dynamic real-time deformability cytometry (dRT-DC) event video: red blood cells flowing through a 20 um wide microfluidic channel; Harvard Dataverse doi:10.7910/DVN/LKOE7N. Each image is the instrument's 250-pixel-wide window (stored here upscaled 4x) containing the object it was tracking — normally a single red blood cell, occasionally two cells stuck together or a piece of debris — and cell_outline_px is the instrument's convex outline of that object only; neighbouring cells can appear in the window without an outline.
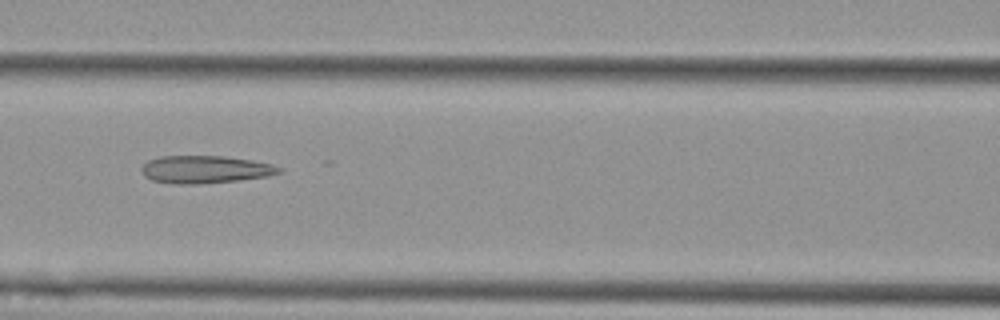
{"species": "Egyptian fruit bat (a non-hibernating species)", "species_latin": "Rousettus aegyptiacus", "temperature_condition": "cold", "stored_images_in_passage": 6, "camera_frame_rate_fps": 3000, "um_per_image_px": 0.085, "animal": {"sex": "female"}, "frame": {"image": 1, "passage_image": 4, "time_ms": 4.333, "image_size_px": [1000, 320], "cell_outline_px": [[284, 172], [268, 176], [236, 180], [196, 184], [172, 184], [152, 180], [144, 176], [140, 168], [148, 160], [160, 156], [224, 156], [252, 160], [272, 164], [284, 168]], "centroid_in_image_um": [17.45, 14.4], "position_along_channel_um": 149.1, "area_um2": 22.25}}
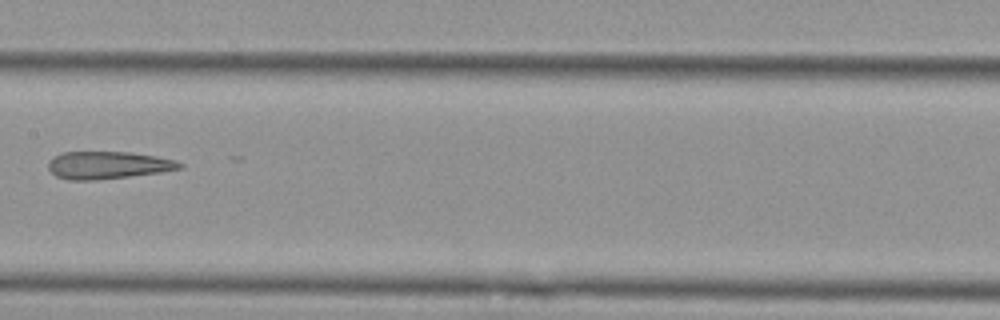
{"frame": {"image": 2, "passage_image": 5, "time_ms": 5.667, "image_size_px": [1000, 320], "cell_outline_px": [[184, 168], [160, 172], [96, 180], [68, 180], [56, 176], [48, 168], [48, 160], [52, 156], [64, 152], [128, 152], [156, 156], [176, 160], [184, 164]], "centroid_in_image_um": [9.16, 14.03], "position_along_channel_um": 198.2, "area_um2": 21.1}}
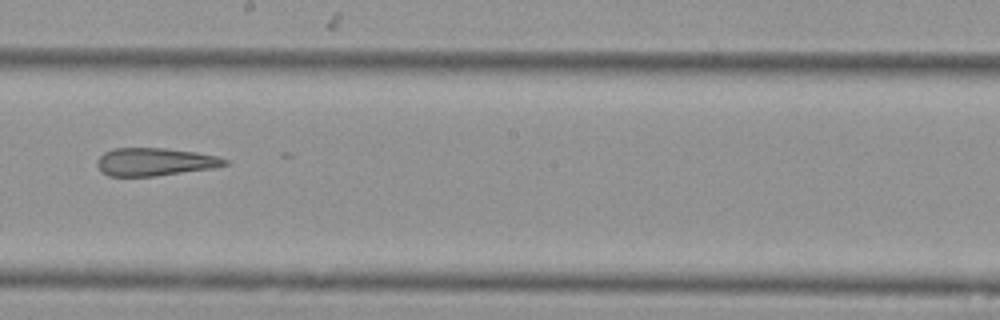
{"frame": {"image": 3, "passage_image": 6, "time_ms": 6.667, "image_size_px": [1000, 320], "cell_outline_px": [[228, 164], [212, 168], [156, 176], [108, 176], [100, 172], [96, 164], [96, 160], [104, 152], [112, 148], [164, 148], [196, 152], [216, 156], [228, 160]], "centroid_in_image_um": [13.1, 13.76], "position_along_channel_um": 235.1, "area_um2": 20.81}}